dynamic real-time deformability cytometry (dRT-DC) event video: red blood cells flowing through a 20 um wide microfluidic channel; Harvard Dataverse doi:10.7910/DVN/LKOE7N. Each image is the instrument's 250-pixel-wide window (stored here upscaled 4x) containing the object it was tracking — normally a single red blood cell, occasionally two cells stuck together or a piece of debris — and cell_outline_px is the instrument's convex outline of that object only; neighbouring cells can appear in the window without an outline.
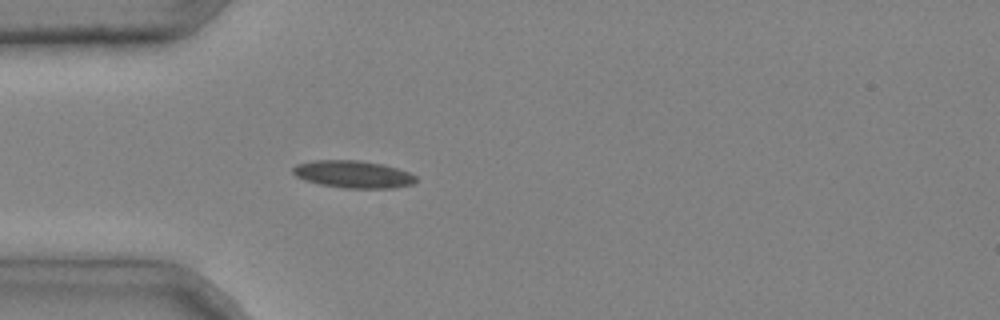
{"species": "common noctule bat (a hibernating species)", "species_latin": "Nyctalus noctula", "temperature_condition": "cold", "stored_images_in_passage": 1, "camera_frame_rate_fps": 3000, "um_per_image_px": 0.085, "animal": {"sex": "male", "body_mass_g": 20.4}, "frame": {"image": 1, "passage_image": 1, "time_ms": 0.0, "image_size_px": [1000, 320], "cell_outline_px": [[416, 180], [412, 184], [392, 188], [344, 188], [320, 184], [304, 180], [296, 176], [292, 172], [292, 168], [296, 164], [312, 160], [360, 160], [384, 164], [408, 172], [416, 176]], "centroid_in_image_um": [29.99, 14.8], "position_along_channel_um": 55.0, "area_um2": 19.65}}